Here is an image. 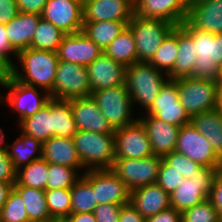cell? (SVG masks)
Returning a JSON list of instances; mask_svg holds the SVG:
<instances>
[{
  "label": "cell",
  "mask_w": 222,
  "mask_h": 222,
  "mask_svg": "<svg viewBox=\"0 0 222 222\" xmlns=\"http://www.w3.org/2000/svg\"><path fill=\"white\" fill-rule=\"evenodd\" d=\"M181 222H220L218 212L209 199L181 212Z\"/></svg>",
  "instance_id": "b9f144b4"
},
{
  "label": "cell",
  "mask_w": 222,
  "mask_h": 222,
  "mask_svg": "<svg viewBox=\"0 0 222 222\" xmlns=\"http://www.w3.org/2000/svg\"><path fill=\"white\" fill-rule=\"evenodd\" d=\"M6 151L16 170L42 159V143L23 133L12 144L7 143Z\"/></svg>",
  "instance_id": "f546056e"
},
{
  "label": "cell",
  "mask_w": 222,
  "mask_h": 222,
  "mask_svg": "<svg viewBox=\"0 0 222 222\" xmlns=\"http://www.w3.org/2000/svg\"><path fill=\"white\" fill-rule=\"evenodd\" d=\"M134 36L138 62L149 63L167 34L175 27L163 19L142 18L134 14L127 25Z\"/></svg>",
  "instance_id": "ba28073f"
},
{
  "label": "cell",
  "mask_w": 222,
  "mask_h": 222,
  "mask_svg": "<svg viewBox=\"0 0 222 222\" xmlns=\"http://www.w3.org/2000/svg\"><path fill=\"white\" fill-rule=\"evenodd\" d=\"M195 28L212 34L222 33V0H196L186 18Z\"/></svg>",
  "instance_id": "cb8c5ba5"
},
{
  "label": "cell",
  "mask_w": 222,
  "mask_h": 222,
  "mask_svg": "<svg viewBox=\"0 0 222 222\" xmlns=\"http://www.w3.org/2000/svg\"><path fill=\"white\" fill-rule=\"evenodd\" d=\"M15 182H0V211L7 202L10 192L14 188Z\"/></svg>",
  "instance_id": "11a10c76"
},
{
  "label": "cell",
  "mask_w": 222,
  "mask_h": 222,
  "mask_svg": "<svg viewBox=\"0 0 222 222\" xmlns=\"http://www.w3.org/2000/svg\"><path fill=\"white\" fill-rule=\"evenodd\" d=\"M48 176V163L39 159L17 170V181L14 185L46 190Z\"/></svg>",
  "instance_id": "8d00e7d4"
},
{
  "label": "cell",
  "mask_w": 222,
  "mask_h": 222,
  "mask_svg": "<svg viewBox=\"0 0 222 222\" xmlns=\"http://www.w3.org/2000/svg\"><path fill=\"white\" fill-rule=\"evenodd\" d=\"M163 159L174 169H176L184 178L195 176L198 171L203 167L199 163L188 159L182 153L172 151L165 155Z\"/></svg>",
  "instance_id": "7bdbcfd3"
},
{
  "label": "cell",
  "mask_w": 222,
  "mask_h": 222,
  "mask_svg": "<svg viewBox=\"0 0 222 222\" xmlns=\"http://www.w3.org/2000/svg\"><path fill=\"white\" fill-rule=\"evenodd\" d=\"M83 176L94 188L98 204L130 203V190L111 169H90Z\"/></svg>",
  "instance_id": "4fadbf2b"
},
{
  "label": "cell",
  "mask_w": 222,
  "mask_h": 222,
  "mask_svg": "<svg viewBox=\"0 0 222 222\" xmlns=\"http://www.w3.org/2000/svg\"><path fill=\"white\" fill-rule=\"evenodd\" d=\"M134 14V0H86L83 3V22H130Z\"/></svg>",
  "instance_id": "e0dca14e"
},
{
  "label": "cell",
  "mask_w": 222,
  "mask_h": 222,
  "mask_svg": "<svg viewBox=\"0 0 222 222\" xmlns=\"http://www.w3.org/2000/svg\"><path fill=\"white\" fill-rule=\"evenodd\" d=\"M115 159H141L154 155L147 132L142 123L115 129Z\"/></svg>",
  "instance_id": "5bb4252c"
},
{
  "label": "cell",
  "mask_w": 222,
  "mask_h": 222,
  "mask_svg": "<svg viewBox=\"0 0 222 222\" xmlns=\"http://www.w3.org/2000/svg\"><path fill=\"white\" fill-rule=\"evenodd\" d=\"M177 25L167 34L155 55L149 62L157 70L168 74L175 64L177 56Z\"/></svg>",
  "instance_id": "74e56055"
},
{
  "label": "cell",
  "mask_w": 222,
  "mask_h": 222,
  "mask_svg": "<svg viewBox=\"0 0 222 222\" xmlns=\"http://www.w3.org/2000/svg\"><path fill=\"white\" fill-rule=\"evenodd\" d=\"M1 89L9 90L6 94L0 92V104L9 105L13 113H17L18 123L26 117L35 114L51 99L48 91L25 85L14 79L9 73L0 77ZM40 89V90H39Z\"/></svg>",
  "instance_id": "277c9868"
},
{
  "label": "cell",
  "mask_w": 222,
  "mask_h": 222,
  "mask_svg": "<svg viewBox=\"0 0 222 222\" xmlns=\"http://www.w3.org/2000/svg\"><path fill=\"white\" fill-rule=\"evenodd\" d=\"M218 84H219L220 91L222 92V67L220 69V76L218 79Z\"/></svg>",
  "instance_id": "680465c9"
},
{
  "label": "cell",
  "mask_w": 222,
  "mask_h": 222,
  "mask_svg": "<svg viewBox=\"0 0 222 222\" xmlns=\"http://www.w3.org/2000/svg\"><path fill=\"white\" fill-rule=\"evenodd\" d=\"M14 189L24 201L29 222H46L52 220L45 199V190L23 185H14Z\"/></svg>",
  "instance_id": "4dcf8cb0"
},
{
  "label": "cell",
  "mask_w": 222,
  "mask_h": 222,
  "mask_svg": "<svg viewBox=\"0 0 222 222\" xmlns=\"http://www.w3.org/2000/svg\"><path fill=\"white\" fill-rule=\"evenodd\" d=\"M17 170L6 150H0V182H16Z\"/></svg>",
  "instance_id": "c3c4849f"
},
{
  "label": "cell",
  "mask_w": 222,
  "mask_h": 222,
  "mask_svg": "<svg viewBox=\"0 0 222 222\" xmlns=\"http://www.w3.org/2000/svg\"><path fill=\"white\" fill-rule=\"evenodd\" d=\"M0 222H29L24 201L14 188L0 211Z\"/></svg>",
  "instance_id": "60d3db41"
},
{
  "label": "cell",
  "mask_w": 222,
  "mask_h": 222,
  "mask_svg": "<svg viewBox=\"0 0 222 222\" xmlns=\"http://www.w3.org/2000/svg\"><path fill=\"white\" fill-rule=\"evenodd\" d=\"M73 141L85 170L111 169L115 160L114 134L78 130Z\"/></svg>",
  "instance_id": "8992f818"
},
{
  "label": "cell",
  "mask_w": 222,
  "mask_h": 222,
  "mask_svg": "<svg viewBox=\"0 0 222 222\" xmlns=\"http://www.w3.org/2000/svg\"><path fill=\"white\" fill-rule=\"evenodd\" d=\"M16 60L19 66L18 63H14L9 70L14 79L48 92L52 90L59 62L57 52L29 47L19 51Z\"/></svg>",
  "instance_id": "6da1fadb"
},
{
  "label": "cell",
  "mask_w": 222,
  "mask_h": 222,
  "mask_svg": "<svg viewBox=\"0 0 222 222\" xmlns=\"http://www.w3.org/2000/svg\"><path fill=\"white\" fill-rule=\"evenodd\" d=\"M174 81L179 101L190 117L219 108L221 91L218 82L192 76Z\"/></svg>",
  "instance_id": "5b68a950"
},
{
  "label": "cell",
  "mask_w": 222,
  "mask_h": 222,
  "mask_svg": "<svg viewBox=\"0 0 222 222\" xmlns=\"http://www.w3.org/2000/svg\"><path fill=\"white\" fill-rule=\"evenodd\" d=\"M104 51L83 31L65 34L57 50L60 61L72 62L81 66H88Z\"/></svg>",
  "instance_id": "ac0fdd59"
},
{
  "label": "cell",
  "mask_w": 222,
  "mask_h": 222,
  "mask_svg": "<svg viewBox=\"0 0 222 222\" xmlns=\"http://www.w3.org/2000/svg\"><path fill=\"white\" fill-rule=\"evenodd\" d=\"M144 114L154 115L164 122L179 127L191 123V117L179 101L176 82L171 79L163 85L154 103Z\"/></svg>",
  "instance_id": "9a60e30c"
},
{
  "label": "cell",
  "mask_w": 222,
  "mask_h": 222,
  "mask_svg": "<svg viewBox=\"0 0 222 222\" xmlns=\"http://www.w3.org/2000/svg\"><path fill=\"white\" fill-rule=\"evenodd\" d=\"M180 26L192 37L197 56L193 77L218 82L222 67V33L195 28L187 19Z\"/></svg>",
  "instance_id": "7a4b0ae2"
},
{
  "label": "cell",
  "mask_w": 222,
  "mask_h": 222,
  "mask_svg": "<svg viewBox=\"0 0 222 222\" xmlns=\"http://www.w3.org/2000/svg\"><path fill=\"white\" fill-rule=\"evenodd\" d=\"M130 203L145 219L171 207L170 195L157 183L131 190Z\"/></svg>",
  "instance_id": "603a6c76"
},
{
  "label": "cell",
  "mask_w": 222,
  "mask_h": 222,
  "mask_svg": "<svg viewBox=\"0 0 222 222\" xmlns=\"http://www.w3.org/2000/svg\"><path fill=\"white\" fill-rule=\"evenodd\" d=\"M18 13L16 0H0V24L10 22Z\"/></svg>",
  "instance_id": "f907efd6"
},
{
  "label": "cell",
  "mask_w": 222,
  "mask_h": 222,
  "mask_svg": "<svg viewBox=\"0 0 222 222\" xmlns=\"http://www.w3.org/2000/svg\"><path fill=\"white\" fill-rule=\"evenodd\" d=\"M53 136L73 138L78 131L70 100L52 98Z\"/></svg>",
  "instance_id": "836d02e7"
},
{
  "label": "cell",
  "mask_w": 222,
  "mask_h": 222,
  "mask_svg": "<svg viewBox=\"0 0 222 222\" xmlns=\"http://www.w3.org/2000/svg\"><path fill=\"white\" fill-rule=\"evenodd\" d=\"M183 179L184 177L162 158L156 183L170 195Z\"/></svg>",
  "instance_id": "ee69618b"
},
{
  "label": "cell",
  "mask_w": 222,
  "mask_h": 222,
  "mask_svg": "<svg viewBox=\"0 0 222 222\" xmlns=\"http://www.w3.org/2000/svg\"><path fill=\"white\" fill-rule=\"evenodd\" d=\"M189 5L188 0H134L135 15L163 19L175 26L186 20Z\"/></svg>",
  "instance_id": "d6986e66"
},
{
  "label": "cell",
  "mask_w": 222,
  "mask_h": 222,
  "mask_svg": "<svg viewBox=\"0 0 222 222\" xmlns=\"http://www.w3.org/2000/svg\"><path fill=\"white\" fill-rule=\"evenodd\" d=\"M21 133L36 138L41 143L53 136L52 98L35 114L26 117L18 123Z\"/></svg>",
  "instance_id": "f1b7e54d"
},
{
  "label": "cell",
  "mask_w": 222,
  "mask_h": 222,
  "mask_svg": "<svg viewBox=\"0 0 222 222\" xmlns=\"http://www.w3.org/2000/svg\"><path fill=\"white\" fill-rule=\"evenodd\" d=\"M42 159L47 163L75 168L82 175L86 172L78 156L73 138L52 136L43 142Z\"/></svg>",
  "instance_id": "d4e9b609"
},
{
  "label": "cell",
  "mask_w": 222,
  "mask_h": 222,
  "mask_svg": "<svg viewBox=\"0 0 222 222\" xmlns=\"http://www.w3.org/2000/svg\"><path fill=\"white\" fill-rule=\"evenodd\" d=\"M146 222H181V212L170 207L156 215L147 217Z\"/></svg>",
  "instance_id": "816d5d0a"
},
{
  "label": "cell",
  "mask_w": 222,
  "mask_h": 222,
  "mask_svg": "<svg viewBox=\"0 0 222 222\" xmlns=\"http://www.w3.org/2000/svg\"><path fill=\"white\" fill-rule=\"evenodd\" d=\"M9 68L0 60V77L5 76L9 73Z\"/></svg>",
  "instance_id": "6f0895ef"
},
{
  "label": "cell",
  "mask_w": 222,
  "mask_h": 222,
  "mask_svg": "<svg viewBox=\"0 0 222 222\" xmlns=\"http://www.w3.org/2000/svg\"><path fill=\"white\" fill-rule=\"evenodd\" d=\"M194 1H196V0H188V2L191 4L192 2H194Z\"/></svg>",
  "instance_id": "6125c7cd"
},
{
  "label": "cell",
  "mask_w": 222,
  "mask_h": 222,
  "mask_svg": "<svg viewBox=\"0 0 222 222\" xmlns=\"http://www.w3.org/2000/svg\"><path fill=\"white\" fill-rule=\"evenodd\" d=\"M64 222H96L94 212L71 213Z\"/></svg>",
  "instance_id": "db71d44e"
},
{
  "label": "cell",
  "mask_w": 222,
  "mask_h": 222,
  "mask_svg": "<svg viewBox=\"0 0 222 222\" xmlns=\"http://www.w3.org/2000/svg\"><path fill=\"white\" fill-rule=\"evenodd\" d=\"M48 0H16L20 13L41 15Z\"/></svg>",
  "instance_id": "681fc988"
},
{
  "label": "cell",
  "mask_w": 222,
  "mask_h": 222,
  "mask_svg": "<svg viewBox=\"0 0 222 222\" xmlns=\"http://www.w3.org/2000/svg\"><path fill=\"white\" fill-rule=\"evenodd\" d=\"M65 34L66 33L57 28L52 22L41 18L37 24L30 47L37 50L57 52Z\"/></svg>",
  "instance_id": "d590c367"
},
{
  "label": "cell",
  "mask_w": 222,
  "mask_h": 222,
  "mask_svg": "<svg viewBox=\"0 0 222 222\" xmlns=\"http://www.w3.org/2000/svg\"><path fill=\"white\" fill-rule=\"evenodd\" d=\"M162 157L151 155L141 159H115L111 170L131 191L141 186L155 184Z\"/></svg>",
  "instance_id": "8fae6325"
},
{
  "label": "cell",
  "mask_w": 222,
  "mask_h": 222,
  "mask_svg": "<svg viewBox=\"0 0 222 222\" xmlns=\"http://www.w3.org/2000/svg\"><path fill=\"white\" fill-rule=\"evenodd\" d=\"M16 57L17 52L11 47L10 41L7 37L5 24H0V60L10 69L15 63L13 60Z\"/></svg>",
  "instance_id": "bcb514c9"
},
{
  "label": "cell",
  "mask_w": 222,
  "mask_h": 222,
  "mask_svg": "<svg viewBox=\"0 0 222 222\" xmlns=\"http://www.w3.org/2000/svg\"><path fill=\"white\" fill-rule=\"evenodd\" d=\"M123 205L125 204H98L94 210L96 222H118Z\"/></svg>",
  "instance_id": "f6af8a7d"
},
{
  "label": "cell",
  "mask_w": 222,
  "mask_h": 222,
  "mask_svg": "<svg viewBox=\"0 0 222 222\" xmlns=\"http://www.w3.org/2000/svg\"><path fill=\"white\" fill-rule=\"evenodd\" d=\"M77 130L100 134H114L115 129L101 114L97 103L91 96L70 100Z\"/></svg>",
  "instance_id": "7402d4cb"
},
{
  "label": "cell",
  "mask_w": 222,
  "mask_h": 222,
  "mask_svg": "<svg viewBox=\"0 0 222 222\" xmlns=\"http://www.w3.org/2000/svg\"><path fill=\"white\" fill-rule=\"evenodd\" d=\"M177 56L173 69L167 74L171 80L182 77H193V69L197 56L195 44L192 37L180 26L177 25Z\"/></svg>",
  "instance_id": "4316f807"
},
{
  "label": "cell",
  "mask_w": 222,
  "mask_h": 222,
  "mask_svg": "<svg viewBox=\"0 0 222 222\" xmlns=\"http://www.w3.org/2000/svg\"><path fill=\"white\" fill-rule=\"evenodd\" d=\"M97 205L94 188L82 175L71 187V213L94 212Z\"/></svg>",
  "instance_id": "e575fe53"
},
{
  "label": "cell",
  "mask_w": 222,
  "mask_h": 222,
  "mask_svg": "<svg viewBox=\"0 0 222 222\" xmlns=\"http://www.w3.org/2000/svg\"><path fill=\"white\" fill-rule=\"evenodd\" d=\"M118 222H146V219L132 206L131 203L121 207Z\"/></svg>",
  "instance_id": "f5cc1de1"
},
{
  "label": "cell",
  "mask_w": 222,
  "mask_h": 222,
  "mask_svg": "<svg viewBox=\"0 0 222 222\" xmlns=\"http://www.w3.org/2000/svg\"><path fill=\"white\" fill-rule=\"evenodd\" d=\"M87 68L72 62H58L51 98L71 100L91 96Z\"/></svg>",
  "instance_id": "9c48e42d"
},
{
  "label": "cell",
  "mask_w": 222,
  "mask_h": 222,
  "mask_svg": "<svg viewBox=\"0 0 222 222\" xmlns=\"http://www.w3.org/2000/svg\"><path fill=\"white\" fill-rule=\"evenodd\" d=\"M46 222H64L63 220H58V219H52V220H49V221H46Z\"/></svg>",
  "instance_id": "94428289"
},
{
  "label": "cell",
  "mask_w": 222,
  "mask_h": 222,
  "mask_svg": "<svg viewBox=\"0 0 222 222\" xmlns=\"http://www.w3.org/2000/svg\"><path fill=\"white\" fill-rule=\"evenodd\" d=\"M175 151L203 167L221 169L222 159L214 152L203 134L191 123L180 127Z\"/></svg>",
  "instance_id": "7c38bea8"
},
{
  "label": "cell",
  "mask_w": 222,
  "mask_h": 222,
  "mask_svg": "<svg viewBox=\"0 0 222 222\" xmlns=\"http://www.w3.org/2000/svg\"><path fill=\"white\" fill-rule=\"evenodd\" d=\"M46 189L71 188L82 174L75 168L48 163Z\"/></svg>",
  "instance_id": "ab89813d"
},
{
  "label": "cell",
  "mask_w": 222,
  "mask_h": 222,
  "mask_svg": "<svg viewBox=\"0 0 222 222\" xmlns=\"http://www.w3.org/2000/svg\"><path fill=\"white\" fill-rule=\"evenodd\" d=\"M103 51L125 67L138 62L134 36L128 26Z\"/></svg>",
  "instance_id": "1f68e13d"
},
{
  "label": "cell",
  "mask_w": 222,
  "mask_h": 222,
  "mask_svg": "<svg viewBox=\"0 0 222 222\" xmlns=\"http://www.w3.org/2000/svg\"><path fill=\"white\" fill-rule=\"evenodd\" d=\"M91 97L97 103L101 114L114 128L135 123L134 106L125 85L93 91Z\"/></svg>",
  "instance_id": "52a82bcc"
},
{
  "label": "cell",
  "mask_w": 222,
  "mask_h": 222,
  "mask_svg": "<svg viewBox=\"0 0 222 222\" xmlns=\"http://www.w3.org/2000/svg\"><path fill=\"white\" fill-rule=\"evenodd\" d=\"M142 115H138V120L147 132L153 154L163 158L175 151L180 127L164 122L154 115Z\"/></svg>",
  "instance_id": "44dd1931"
},
{
  "label": "cell",
  "mask_w": 222,
  "mask_h": 222,
  "mask_svg": "<svg viewBox=\"0 0 222 222\" xmlns=\"http://www.w3.org/2000/svg\"><path fill=\"white\" fill-rule=\"evenodd\" d=\"M168 80L166 73L147 62H136L126 67V89L131 96L133 106H139L138 109H142L143 113L151 107Z\"/></svg>",
  "instance_id": "3957f363"
},
{
  "label": "cell",
  "mask_w": 222,
  "mask_h": 222,
  "mask_svg": "<svg viewBox=\"0 0 222 222\" xmlns=\"http://www.w3.org/2000/svg\"><path fill=\"white\" fill-rule=\"evenodd\" d=\"M191 124L203 134L222 159V110L217 108L196 114L191 117Z\"/></svg>",
  "instance_id": "83f0119b"
},
{
  "label": "cell",
  "mask_w": 222,
  "mask_h": 222,
  "mask_svg": "<svg viewBox=\"0 0 222 222\" xmlns=\"http://www.w3.org/2000/svg\"><path fill=\"white\" fill-rule=\"evenodd\" d=\"M41 18V15L19 12L15 18L5 24L11 47L17 53L30 47Z\"/></svg>",
  "instance_id": "484cf974"
},
{
  "label": "cell",
  "mask_w": 222,
  "mask_h": 222,
  "mask_svg": "<svg viewBox=\"0 0 222 222\" xmlns=\"http://www.w3.org/2000/svg\"><path fill=\"white\" fill-rule=\"evenodd\" d=\"M4 133H5L4 130L0 126V150H6L7 146V144H5V142L7 141Z\"/></svg>",
  "instance_id": "9f6ffc18"
},
{
  "label": "cell",
  "mask_w": 222,
  "mask_h": 222,
  "mask_svg": "<svg viewBox=\"0 0 222 222\" xmlns=\"http://www.w3.org/2000/svg\"><path fill=\"white\" fill-rule=\"evenodd\" d=\"M219 108L222 110V92L220 93Z\"/></svg>",
  "instance_id": "91938a15"
},
{
  "label": "cell",
  "mask_w": 222,
  "mask_h": 222,
  "mask_svg": "<svg viewBox=\"0 0 222 222\" xmlns=\"http://www.w3.org/2000/svg\"><path fill=\"white\" fill-rule=\"evenodd\" d=\"M217 170L212 167H202L195 176L184 178L170 194L171 208L182 212L208 199Z\"/></svg>",
  "instance_id": "30bf717a"
},
{
  "label": "cell",
  "mask_w": 222,
  "mask_h": 222,
  "mask_svg": "<svg viewBox=\"0 0 222 222\" xmlns=\"http://www.w3.org/2000/svg\"><path fill=\"white\" fill-rule=\"evenodd\" d=\"M128 23L119 21L84 22L82 31L104 50L124 30Z\"/></svg>",
  "instance_id": "d6a6232c"
},
{
  "label": "cell",
  "mask_w": 222,
  "mask_h": 222,
  "mask_svg": "<svg viewBox=\"0 0 222 222\" xmlns=\"http://www.w3.org/2000/svg\"><path fill=\"white\" fill-rule=\"evenodd\" d=\"M86 68L91 92L125 85L126 67L104 52Z\"/></svg>",
  "instance_id": "ffe728a7"
},
{
  "label": "cell",
  "mask_w": 222,
  "mask_h": 222,
  "mask_svg": "<svg viewBox=\"0 0 222 222\" xmlns=\"http://www.w3.org/2000/svg\"><path fill=\"white\" fill-rule=\"evenodd\" d=\"M45 199L52 219L64 221L71 214V188L46 189Z\"/></svg>",
  "instance_id": "f35d334b"
},
{
  "label": "cell",
  "mask_w": 222,
  "mask_h": 222,
  "mask_svg": "<svg viewBox=\"0 0 222 222\" xmlns=\"http://www.w3.org/2000/svg\"><path fill=\"white\" fill-rule=\"evenodd\" d=\"M208 199L212 202V205L216 208L220 222H222V170L221 169H218L214 176Z\"/></svg>",
  "instance_id": "7dc6e473"
},
{
  "label": "cell",
  "mask_w": 222,
  "mask_h": 222,
  "mask_svg": "<svg viewBox=\"0 0 222 222\" xmlns=\"http://www.w3.org/2000/svg\"><path fill=\"white\" fill-rule=\"evenodd\" d=\"M41 16L66 34L83 29V3L78 0H48Z\"/></svg>",
  "instance_id": "2e32d148"
}]
</instances>
